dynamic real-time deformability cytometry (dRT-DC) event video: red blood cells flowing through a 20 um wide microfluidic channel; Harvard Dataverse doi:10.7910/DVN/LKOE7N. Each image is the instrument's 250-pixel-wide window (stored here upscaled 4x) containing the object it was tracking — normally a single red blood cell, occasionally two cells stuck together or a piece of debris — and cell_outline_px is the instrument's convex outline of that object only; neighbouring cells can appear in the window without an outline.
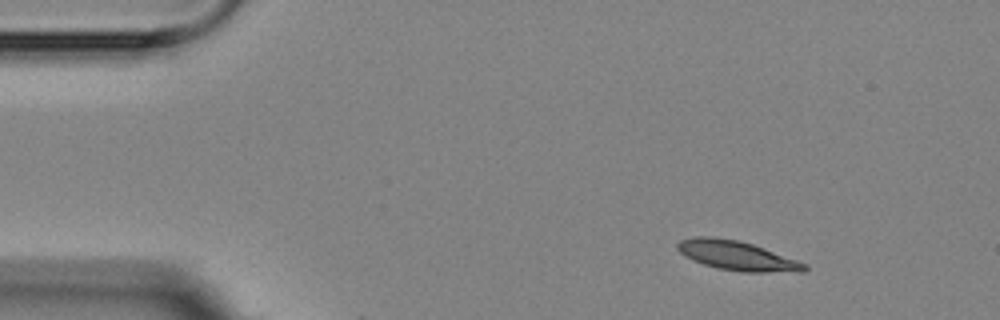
{"species": "Egyptian fruit bat (a non-hibernating species)", "species_latin": "Rousettus aegyptiacus", "temperature_condition": "room temperature", "stored_images_in_passage": 6, "camera_frame_rate_fps": 3000, "um_per_image_px": 0.085, "animal": {"sex": "female"}, "frame": {"image": 1, "passage_image": 1, "time_ms": 0.0, "image_size_px": [1000, 320], "cell_outline_px": [[808, 268], [804, 272], [740, 272], [716, 268], [692, 260], [684, 256], [676, 248], [676, 244], [680, 240], [696, 236], [712, 236], [736, 240], [752, 244], [764, 248], [808, 264]], "centroid_in_image_um": [62.64, 21.74], "position_along_channel_um": 22.4, "area_um2": 21.91}}
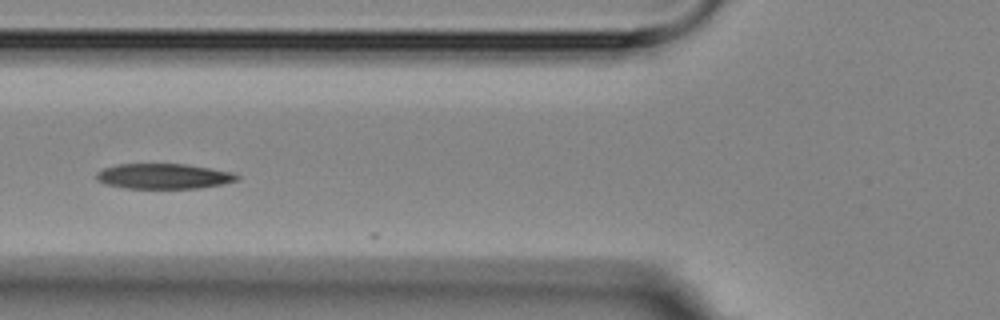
{"frame": {"image": 2, "passage_image": 5, "time_ms": 4.667, "image_size_px": [1000, 320], "cell_outline_px": [[240, 176], [236, 180], [220, 184], [200, 188], [124, 188], [104, 184], [96, 180], [96, 172], [104, 168], [116, 164], [184, 164], [232, 172]], "centroid_in_image_um": [13.84, 14.98], "position_along_channel_um": 112.0, "area_um2": 20.58}}